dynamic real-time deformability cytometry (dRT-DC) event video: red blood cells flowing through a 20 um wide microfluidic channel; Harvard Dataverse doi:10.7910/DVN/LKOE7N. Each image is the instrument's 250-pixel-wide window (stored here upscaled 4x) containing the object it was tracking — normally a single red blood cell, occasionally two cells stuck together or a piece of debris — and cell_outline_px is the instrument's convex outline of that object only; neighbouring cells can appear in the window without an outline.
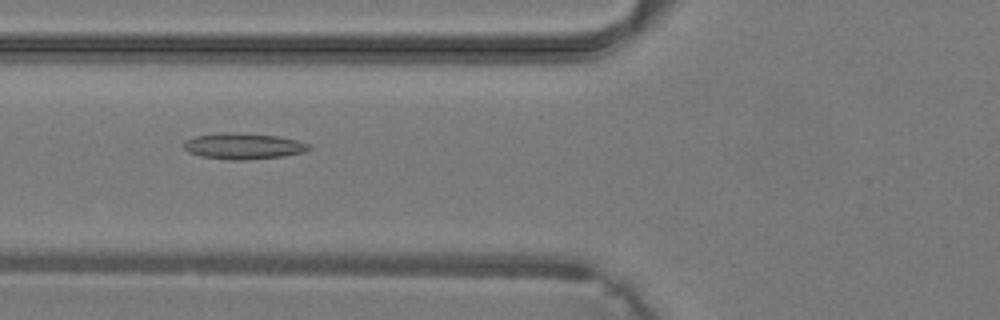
{"species": "common noctule bat (a hibernating species)", "species_latin": "Nyctalus noctula", "temperature_condition": "warm", "stored_images_in_passage": 41, "camera_frame_rate_fps": 3000, "um_per_image_px": 0.085, "animal": {"sex": "male", "body_mass_g": 19.2, "forearm_length_mm": 51.8}, "frame": {"image": 1, "passage_image": 17, "time_ms": 5.333, "image_size_px": [1000, 320], "cell_outline_px": [[312, 148], [304, 152], [284, 156], [248, 160], [228, 160], [200, 156], [188, 152], [184, 148], [184, 140], [196, 136], [224, 132], [232, 132], [280, 136], [312, 144]], "centroid_in_image_um": [20.71, 12.42], "position_along_channel_um": 105.1, "area_um2": 19.25}}
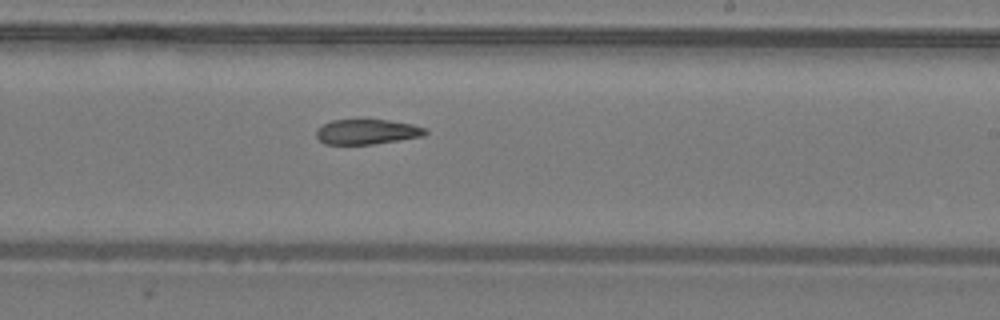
{"frame": {"image": 2, "passage_image": 26, "time_ms": 8.333, "image_size_px": [1000, 320], "cell_outline_px": [[428, 132], [424, 136], [372, 144], [324, 144], [316, 136], [316, 128], [332, 120], [388, 120], [412, 124], [424, 128]], "centroid_in_image_um": [31.17, 11.2], "position_along_channel_um": 257.8, "area_um2": 15.78}}
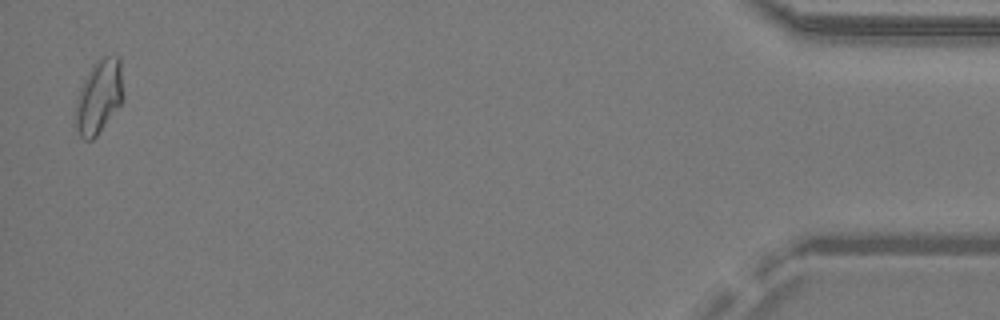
{"frame": {"image": 3, "passage_image": 41, "time_ms": 13.333, "image_size_px": [1000, 320], "cell_outline_px": [[124, 96], [120, 104], [96, 136], [92, 140], [84, 140], [80, 136], [76, 128], [76, 104], [84, 80], [92, 64], [96, 60], [104, 56], [120, 56]], "centroid_in_image_um": [8.44, 8.18], "position_along_channel_um": 426.8, "area_um2": 20.29}}